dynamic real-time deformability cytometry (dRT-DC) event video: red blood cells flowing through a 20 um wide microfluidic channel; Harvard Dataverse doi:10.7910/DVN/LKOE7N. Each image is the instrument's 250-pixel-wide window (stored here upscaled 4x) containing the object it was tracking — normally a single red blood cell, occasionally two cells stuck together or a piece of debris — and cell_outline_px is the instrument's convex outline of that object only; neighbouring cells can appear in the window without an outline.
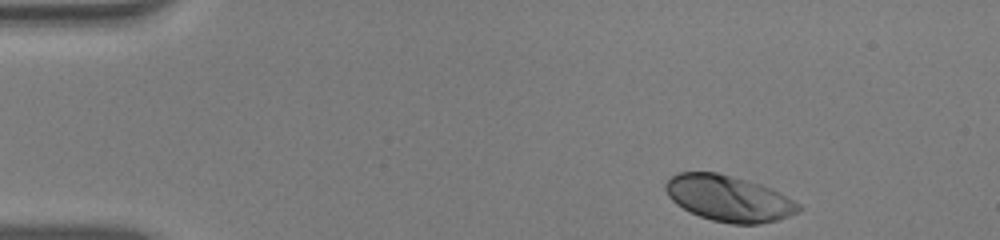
{"species": "human", "species_latin": "Homo sapiens", "temperature_condition": "warm", "stored_images_in_passage": 47, "camera_frame_rate_fps": 3000, "um_per_image_px": 0.085, "donor": {"sex": "male"}, "frame": {"image": 1, "passage_image": 1, "time_ms": 0.0, "image_size_px": [1000, 240], "cell_outline_px": [[804, 208], [788, 216], [776, 220], [760, 224], [732, 224], [712, 220], [700, 216], [676, 204], [668, 196], [664, 188], [664, 184], [676, 172], [716, 172], [732, 176], [760, 184], [772, 188], [780, 192], [800, 204]], "centroid_in_image_um": [61.94, 16.86], "position_along_channel_um": 23.1, "area_um2": 35.55}}
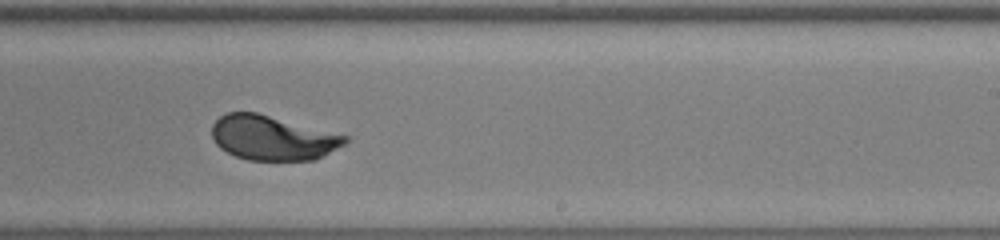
{"frame": {"image": 2, "passage_image": 27, "time_ms": 8.667, "image_size_px": [1000, 240], "cell_outline_px": [[348, 140], [344, 144], [316, 160], [248, 160], [236, 156], [220, 148], [216, 144], [212, 136], [212, 124], [220, 116], [228, 112], [256, 112], [348, 136]], "centroid_in_image_um": [23.15, 11.72], "position_along_channel_um": 265.9, "area_um2": 34.39}}
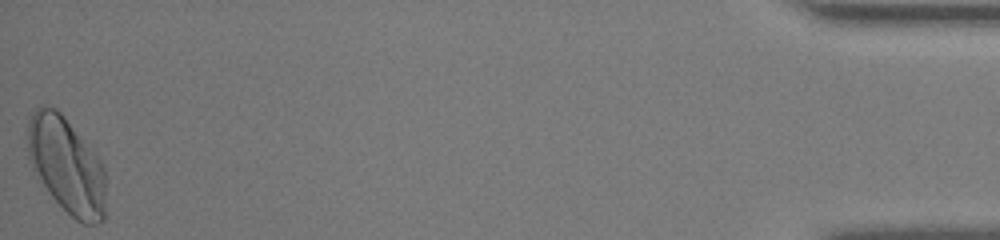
{"frame": {"image": 3, "passage_image": 47, "time_ms": 15.333, "image_size_px": [1000, 240], "cell_outline_px": [[104, 220], [96, 224], [84, 224], [76, 220], [48, 192], [28, 156], [28, 120], [36, 108], [44, 104], [56, 108], [64, 116], [100, 160], [104, 168]], "centroid_in_image_um": [5.66, 14.03], "position_along_channel_um": 429.5, "area_um2": 42.89}, "authors_computed_cell_mechanics": {"area_um2": 35.1424, "velocity_mm_per_s": 3.8659, "shape_relaxation_time_tau1_ms": 2.2786, "shape_relaxation_time_tau2_ms": null, "deformation_change_tau1": 0.1349, "deformation_change_tau2": null}}